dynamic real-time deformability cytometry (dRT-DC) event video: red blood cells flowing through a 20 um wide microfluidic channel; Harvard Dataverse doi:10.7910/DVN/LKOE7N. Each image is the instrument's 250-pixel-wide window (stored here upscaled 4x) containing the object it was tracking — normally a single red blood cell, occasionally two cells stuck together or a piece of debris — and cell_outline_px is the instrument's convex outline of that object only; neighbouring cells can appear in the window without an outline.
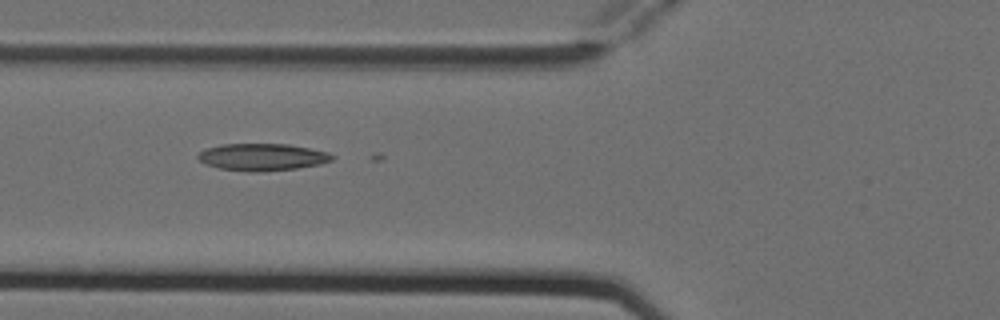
{"species": "Egyptian fruit bat (a non-hibernating species)", "species_latin": "Rousettus aegyptiacus", "temperature_condition": "cold", "stored_images_in_passage": 3, "camera_frame_rate_fps": 3000, "um_per_image_px": 0.085, "animal": {"sex": "female"}, "frame": {"image": 1, "passage_image": 3, "time_ms": 0.667, "image_size_px": [1000, 320], "cell_outline_px": [[336, 156], [332, 160], [320, 164], [296, 168], [256, 172], [248, 172], [220, 168], [204, 164], [196, 156], [204, 148], [220, 144], [288, 144], [328, 152]], "centroid_in_image_um": [22.26, 13.34], "position_along_channel_um": 103.5, "area_um2": 21.21}}